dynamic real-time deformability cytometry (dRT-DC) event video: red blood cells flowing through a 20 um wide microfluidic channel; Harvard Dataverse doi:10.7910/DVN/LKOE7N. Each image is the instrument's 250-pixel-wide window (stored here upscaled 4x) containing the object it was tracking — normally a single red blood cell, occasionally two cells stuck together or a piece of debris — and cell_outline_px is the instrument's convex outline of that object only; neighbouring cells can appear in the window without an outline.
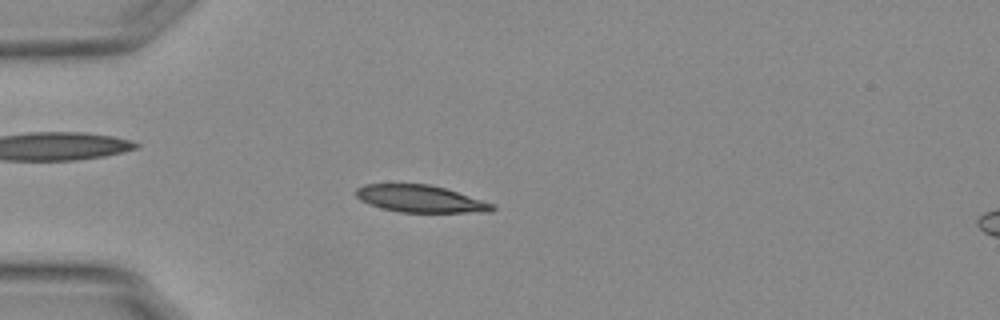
{"species": "Egyptian fruit bat (a non-hibernating species)", "species_latin": "Rousettus aegyptiacus", "temperature_condition": "warm", "stored_images_in_passage": 49, "camera_frame_rate_fps": 3000, "um_per_image_px": 0.085, "animal": {"sex": "female"}, "frame": {"image": 1, "passage_image": 15, "time_ms": 4.667, "image_size_px": [1000, 320], "cell_outline_px": [[496, 208], [492, 212], [400, 212], [368, 204], [360, 200], [356, 196], [356, 188], [364, 184], [428, 184], [444, 188], [492, 204]], "centroid_in_image_um": [35.68, 16.9], "position_along_channel_um": 49.3, "area_um2": 21.21}, "authors_computed_cell_mechanics": {"area_um2": 21.7328, "velocity_mm_per_s": 3.7788, "shape_relaxation_time_tau1_ms": 9.2775, "shape_relaxation_time_tau2_ms": 1.8744, "deformation_change_tau1": 0.2453, "deformation_change_tau2": 0.0696}}